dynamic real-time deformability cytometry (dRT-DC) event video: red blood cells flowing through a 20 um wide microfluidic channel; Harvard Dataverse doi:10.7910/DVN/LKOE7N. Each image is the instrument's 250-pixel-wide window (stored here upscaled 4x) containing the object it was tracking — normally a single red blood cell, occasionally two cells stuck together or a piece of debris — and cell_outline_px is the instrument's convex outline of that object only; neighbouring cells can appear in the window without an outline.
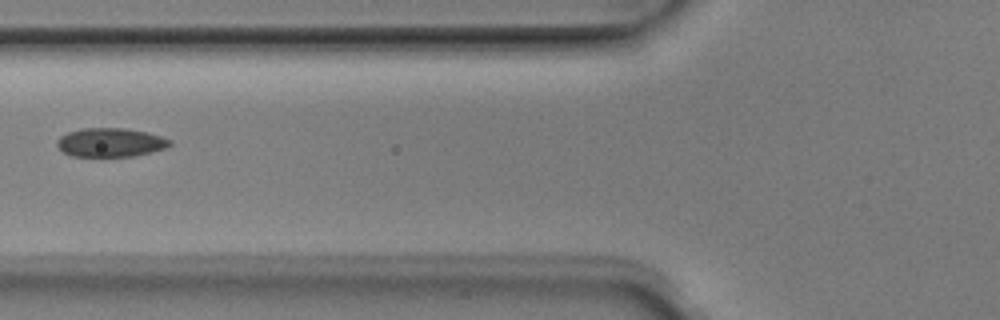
{"species": "Egyptian fruit bat (a non-hibernating species)", "species_latin": "Rousettus aegyptiacus", "temperature_condition": "room temperature", "stored_images_in_passage": 5, "camera_frame_rate_fps": 3000, "um_per_image_px": 0.085, "animal": {"sex": "male"}, "frame": {"image": 1, "passage_image": 5, "time_ms": 1.333, "image_size_px": [1000, 320], "cell_outline_px": [[172, 144], [164, 148], [136, 156], [72, 156], [64, 152], [56, 144], [56, 140], [60, 136], [68, 132], [84, 128], [124, 128], [148, 132], [172, 140]], "centroid_in_image_um": [9.39, 12.1], "position_along_channel_um": 116.4, "area_um2": 18.9}}